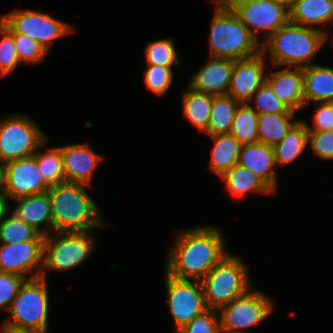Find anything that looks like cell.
Here are the masks:
<instances>
[{
    "label": "cell",
    "instance_id": "obj_1",
    "mask_svg": "<svg viewBox=\"0 0 333 333\" xmlns=\"http://www.w3.org/2000/svg\"><path fill=\"white\" fill-rule=\"evenodd\" d=\"M176 233L165 266L173 277L201 281L229 253L223 233L214 226H197Z\"/></svg>",
    "mask_w": 333,
    "mask_h": 333
},
{
    "label": "cell",
    "instance_id": "obj_2",
    "mask_svg": "<svg viewBox=\"0 0 333 333\" xmlns=\"http://www.w3.org/2000/svg\"><path fill=\"white\" fill-rule=\"evenodd\" d=\"M87 185L67 182L50 186L53 232L93 231L110 226L104 221L101 209L86 191Z\"/></svg>",
    "mask_w": 333,
    "mask_h": 333
},
{
    "label": "cell",
    "instance_id": "obj_3",
    "mask_svg": "<svg viewBox=\"0 0 333 333\" xmlns=\"http://www.w3.org/2000/svg\"><path fill=\"white\" fill-rule=\"evenodd\" d=\"M330 38L319 29L291 23L281 26L266 41L261 43V52L270 59L274 67L310 66V60L315 58Z\"/></svg>",
    "mask_w": 333,
    "mask_h": 333
},
{
    "label": "cell",
    "instance_id": "obj_4",
    "mask_svg": "<svg viewBox=\"0 0 333 333\" xmlns=\"http://www.w3.org/2000/svg\"><path fill=\"white\" fill-rule=\"evenodd\" d=\"M214 10L208 39L210 56L235 61L261 52V44L231 9L216 4Z\"/></svg>",
    "mask_w": 333,
    "mask_h": 333
},
{
    "label": "cell",
    "instance_id": "obj_5",
    "mask_svg": "<svg viewBox=\"0 0 333 333\" xmlns=\"http://www.w3.org/2000/svg\"><path fill=\"white\" fill-rule=\"evenodd\" d=\"M249 268L239 256L228 253L200 281L208 309L219 310L251 286Z\"/></svg>",
    "mask_w": 333,
    "mask_h": 333
},
{
    "label": "cell",
    "instance_id": "obj_6",
    "mask_svg": "<svg viewBox=\"0 0 333 333\" xmlns=\"http://www.w3.org/2000/svg\"><path fill=\"white\" fill-rule=\"evenodd\" d=\"M92 231L52 232L44 236L41 277L48 271L67 272L92 255L96 238Z\"/></svg>",
    "mask_w": 333,
    "mask_h": 333
},
{
    "label": "cell",
    "instance_id": "obj_7",
    "mask_svg": "<svg viewBox=\"0 0 333 333\" xmlns=\"http://www.w3.org/2000/svg\"><path fill=\"white\" fill-rule=\"evenodd\" d=\"M47 278L25 279L11 303L8 319L3 322L27 331L47 333L49 292Z\"/></svg>",
    "mask_w": 333,
    "mask_h": 333
},
{
    "label": "cell",
    "instance_id": "obj_8",
    "mask_svg": "<svg viewBox=\"0 0 333 333\" xmlns=\"http://www.w3.org/2000/svg\"><path fill=\"white\" fill-rule=\"evenodd\" d=\"M48 138L27 115H5L0 119V162L33 156Z\"/></svg>",
    "mask_w": 333,
    "mask_h": 333
},
{
    "label": "cell",
    "instance_id": "obj_9",
    "mask_svg": "<svg viewBox=\"0 0 333 333\" xmlns=\"http://www.w3.org/2000/svg\"><path fill=\"white\" fill-rule=\"evenodd\" d=\"M0 24L8 32L27 35L49 53L54 40L74 32L70 24L39 10L14 9L0 17Z\"/></svg>",
    "mask_w": 333,
    "mask_h": 333
},
{
    "label": "cell",
    "instance_id": "obj_10",
    "mask_svg": "<svg viewBox=\"0 0 333 333\" xmlns=\"http://www.w3.org/2000/svg\"><path fill=\"white\" fill-rule=\"evenodd\" d=\"M271 298L259 290L250 288L219 310L221 333H249L248 327L262 323L273 311ZM244 329V330H243Z\"/></svg>",
    "mask_w": 333,
    "mask_h": 333
},
{
    "label": "cell",
    "instance_id": "obj_11",
    "mask_svg": "<svg viewBox=\"0 0 333 333\" xmlns=\"http://www.w3.org/2000/svg\"><path fill=\"white\" fill-rule=\"evenodd\" d=\"M164 277L169 313L178 331L208 307L199 280L179 279L166 271Z\"/></svg>",
    "mask_w": 333,
    "mask_h": 333
},
{
    "label": "cell",
    "instance_id": "obj_12",
    "mask_svg": "<svg viewBox=\"0 0 333 333\" xmlns=\"http://www.w3.org/2000/svg\"><path fill=\"white\" fill-rule=\"evenodd\" d=\"M231 10L260 44L289 22V9L274 0H246ZM259 33H263L264 40L258 38Z\"/></svg>",
    "mask_w": 333,
    "mask_h": 333
},
{
    "label": "cell",
    "instance_id": "obj_13",
    "mask_svg": "<svg viewBox=\"0 0 333 333\" xmlns=\"http://www.w3.org/2000/svg\"><path fill=\"white\" fill-rule=\"evenodd\" d=\"M43 242L0 244V272L14 273L26 279L40 277Z\"/></svg>",
    "mask_w": 333,
    "mask_h": 333
},
{
    "label": "cell",
    "instance_id": "obj_14",
    "mask_svg": "<svg viewBox=\"0 0 333 333\" xmlns=\"http://www.w3.org/2000/svg\"><path fill=\"white\" fill-rule=\"evenodd\" d=\"M6 166V195L11 200L47 192L50 186L39 172L34 156L12 160Z\"/></svg>",
    "mask_w": 333,
    "mask_h": 333
},
{
    "label": "cell",
    "instance_id": "obj_15",
    "mask_svg": "<svg viewBox=\"0 0 333 333\" xmlns=\"http://www.w3.org/2000/svg\"><path fill=\"white\" fill-rule=\"evenodd\" d=\"M267 60L262 52L249 58L235 60L227 95L240 103H248L266 81Z\"/></svg>",
    "mask_w": 333,
    "mask_h": 333
},
{
    "label": "cell",
    "instance_id": "obj_16",
    "mask_svg": "<svg viewBox=\"0 0 333 333\" xmlns=\"http://www.w3.org/2000/svg\"><path fill=\"white\" fill-rule=\"evenodd\" d=\"M65 181L91 186L94 171L103 162L102 155L88 143L61 146Z\"/></svg>",
    "mask_w": 333,
    "mask_h": 333
},
{
    "label": "cell",
    "instance_id": "obj_17",
    "mask_svg": "<svg viewBox=\"0 0 333 333\" xmlns=\"http://www.w3.org/2000/svg\"><path fill=\"white\" fill-rule=\"evenodd\" d=\"M191 78L188 86L198 92L213 96L227 95L234 60L210 56Z\"/></svg>",
    "mask_w": 333,
    "mask_h": 333
},
{
    "label": "cell",
    "instance_id": "obj_18",
    "mask_svg": "<svg viewBox=\"0 0 333 333\" xmlns=\"http://www.w3.org/2000/svg\"><path fill=\"white\" fill-rule=\"evenodd\" d=\"M266 81L273 93L291 111H299L304 105L303 68L284 67L267 72Z\"/></svg>",
    "mask_w": 333,
    "mask_h": 333
},
{
    "label": "cell",
    "instance_id": "obj_19",
    "mask_svg": "<svg viewBox=\"0 0 333 333\" xmlns=\"http://www.w3.org/2000/svg\"><path fill=\"white\" fill-rule=\"evenodd\" d=\"M238 164L251 170L275 193L277 192V171L273 146L255 142L242 145Z\"/></svg>",
    "mask_w": 333,
    "mask_h": 333
},
{
    "label": "cell",
    "instance_id": "obj_20",
    "mask_svg": "<svg viewBox=\"0 0 333 333\" xmlns=\"http://www.w3.org/2000/svg\"><path fill=\"white\" fill-rule=\"evenodd\" d=\"M14 201L17 204L10 211L17 218L32 226L43 236L53 232L51 202L48 192L20 197ZM42 225L46 228L44 229Z\"/></svg>",
    "mask_w": 333,
    "mask_h": 333
},
{
    "label": "cell",
    "instance_id": "obj_21",
    "mask_svg": "<svg viewBox=\"0 0 333 333\" xmlns=\"http://www.w3.org/2000/svg\"><path fill=\"white\" fill-rule=\"evenodd\" d=\"M289 21L319 29L330 36L321 26L333 22V0H296L289 9Z\"/></svg>",
    "mask_w": 333,
    "mask_h": 333
},
{
    "label": "cell",
    "instance_id": "obj_22",
    "mask_svg": "<svg viewBox=\"0 0 333 333\" xmlns=\"http://www.w3.org/2000/svg\"><path fill=\"white\" fill-rule=\"evenodd\" d=\"M304 105L333 101V67L312 64L303 68Z\"/></svg>",
    "mask_w": 333,
    "mask_h": 333
},
{
    "label": "cell",
    "instance_id": "obj_23",
    "mask_svg": "<svg viewBox=\"0 0 333 333\" xmlns=\"http://www.w3.org/2000/svg\"><path fill=\"white\" fill-rule=\"evenodd\" d=\"M219 178L224 181L227 191L236 198H240L249 192L264 195L275 194L261 178L238 163Z\"/></svg>",
    "mask_w": 333,
    "mask_h": 333
},
{
    "label": "cell",
    "instance_id": "obj_24",
    "mask_svg": "<svg viewBox=\"0 0 333 333\" xmlns=\"http://www.w3.org/2000/svg\"><path fill=\"white\" fill-rule=\"evenodd\" d=\"M209 137L214 146H212L208 167L219 178L238 163L242 144L231 133Z\"/></svg>",
    "mask_w": 333,
    "mask_h": 333
},
{
    "label": "cell",
    "instance_id": "obj_25",
    "mask_svg": "<svg viewBox=\"0 0 333 333\" xmlns=\"http://www.w3.org/2000/svg\"><path fill=\"white\" fill-rule=\"evenodd\" d=\"M308 128L298 120L287 135L273 146L276 166L283 167L294 162L308 146Z\"/></svg>",
    "mask_w": 333,
    "mask_h": 333
},
{
    "label": "cell",
    "instance_id": "obj_26",
    "mask_svg": "<svg viewBox=\"0 0 333 333\" xmlns=\"http://www.w3.org/2000/svg\"><path fill=\"white\" fill-rule=\"evenodd\" d=\"M212 101L213 95L195 91L189 86L182 97L183 116L203 133L208 129Z\"/></svg>",
    "mask_w": 333,
    "mask_h": 333
},
{
    "label": "cell",
    "instance_id": "obj_27",
    "mask_svg": "<svg viewBox=\"0 0 333 333\" xmlns=\"http://www.w3.org/2000/svg\"><path fill=\"white\" fill-rule=\"evenodd\" d=\"M298 120L295 119V114H258L259 142L274 146L287 135Z\"/></svg>",
    "mask_w": 333,
    "mask_h": 333
},
{
    "label": "cell",
    "instance_id": "obj_28",
    "mask_svg": "<svg viewBox=\"0 0 333 333\" xmlns=\"http://www.w3.org/2000/svg\"><path fill=\"white\" fill-rule=\"evenodd\" d=\"M240 102L229 95L213 96L208 129V136L230 133L232 122Z\"/></svg>",
    "mask_w": 333,
    "mask_h": 333
},
{
    "label": "cell",
    "instance_id": "obj_29",
    "mask_svg": "<svg viewBox=\"0 0 333 333\" xmlns=\"http://www.w3.org/2000/svg\"><path fill=\"white\" fill-rule=\"evenodd\" d=\"M258 113L248 104L240 103L232 122L231 134L242 144L258 142Z\"/></svg>",
    "mask_w": 333,
    "mask_h": 333
},
{
    "label": "cell",
    "instance_id": "obj_30",
    "mask_svg": "<svg viewBox=\"0 0 333 333\" xmlns=\"http://www.w3.org/2000/svg\"><path fill=\"white\" fill-rule=\"evenodd\" d=\"M47 140L33 154L39 168L40 174L49 186L57 185L65 181L62 154L60 147H51L45 150L42 147L46 146Z\"/></svg>",
    "mask_w": 333,
    "mask_h": 333
},
{
    "label": "cell",
    "instance_id": "obj_31",
    "mask_svg": "<svg viewBox=\"0 0 333 333\" xmlns=\"http://www.w3.org/2000/svg\"><path fill=\"white\" fill-rule=\"evenodd\" d=\"M44 241V236L12 212L0 222V244Z\"/></svg>",
    "mask_w": 333,
    "mask_h": 333
},
{
    "label": "cell",
    "instance_id": "obj_32",
    "mask_svg": "<svg viewBox=\"0 0 333 333\" xmlns=\"http://www.w3.org/2000/svg\"><path fill=\"white\" fill-rule=\"evenodd\" d=\"M145 47L146 65L178 67L181 69V61L178 60L177 50L172 37L153 42L148 41V45Z\"/></svg>",
    "mask_w": 333,
    "mask_h": 333
},
{
    "label": "cell",
    "instance_id": "obj_33",
    "mask_svg": "<svg viewBox=\"0 0 333 333\" xmlns=\"http://www.w3.org/2000/svg\"><path fill=\"white\" fill-rule=\"evenodd\" d=\"M248 104L258 114H296V112L291 111L280 101V99L273 93V90L267 81H265L253 94L252 98L248 101Z\"/></svg>",
    "mask_w": 333,
    "mask_h": 333
},
{
    "label": "cell",
    "instance_id": "obj_34",
    "mask_svg": "<svg viewBox=\"0 0 333 333\" xmlns=\"http://www.w3.org/2000/svg\"><path fill=\"white\" fill-rule=\"evenodd\" d=\"M14 39V45L21 64L43 63L49 55L45 48L33 38L16 32H9Z\"/></svg>",
    "mask_w": 333,
    "mask_h": 333
},
{
    "label": "cell",
    "instance_id": "obj_35",
    "mask_svg": "<svg viewBox=\"0 0 333 333\" xmlns=\"http://www.w3.org/2000/svg\"><path fill=\"white\" fill-rule=\"evenodd\" d=\"M173 67L147 65L143 71L144 83L157 97H163L173 80Z\"/></svg>",
    "mask_w": 333,
    "mask_h": 333
},
{
    "label": "cell",
    "instance_id": "obj_36",
    "mask_svg": "<svg viewBox=\"0 0 333 333\" xmlns=\"http://www.w3.org/2000/svg\"><path fill=\"white\" fill-rule=\"evenodd\" d=\"M0 76L4 77L17 69L20 63L13 36L0 24Z\"/></svg>",
    "mask_w": 333,
    "mask_h": 333
},
{
    "label": "cell",
    "instance_id": "obj_37",
    "mask_svg": "<svg viewBox=\"0 0 333 333\" xmlns=\"http://www.w3.org/2000/svg\"><path fill=\"white\" fill-rule=\"evenodd\" d=\"M177 333H221L218 310L207 309L194 317L188 324L180 328Z\"/></svg>",
    "mask_w": 333,
    "mask_h": 333
},
{
    "label": "cell",
    "instance_id": "obj_38",
    "mask_svg": "<svg viewBox=\"0 0 333 333\" xmlns=\"http://www.w3.org/2000/svg\"><path fill=\"white\" fill-rule=\"evenodd\" d=\"M308 147L321 160H333V130L308 131Z\"/></svg>",
    "mask_w": 333,
    "mask_h": 333
},
{
    "label": "cell",
    "instance_id": "obj_39",
    "mask_svg": "<svg viewBox=\"0 0 333 333\" xmlns=\"http://www.w3.org/2000/svg\"><path fill=\"white\" fill-rule=\"evenodd\" d=\"M25 279V277L14 273L0 272V310H9Z\"/></svg>",
    "mask_w": 333,
    "mask_h": 333
},
{
    "label": "cell",
    "instance_id": "obj_40",
    "mask_svg": "<svg viewBox=\"0 0 333 333\" xmlns=\"http://www.w3.org/2000/svg\"><path fill=\"white\" fill-rule=\"evenodd\" d=\"M315 112L312 117V126L307 123L309 131L333 130V104L331 102L316 103Z\"/></svg>",
    "mask_w": 333,
    "mask_h": 333
},
{
    "label": "cell",
    "instance_id": "obj_41",
    "mask_svg": "<svg viewBox=\"0 0 333 333\" xmlns=\"http://www.w3.org/2000/svg\"><path fill=\"white\" fill-rule=\"evenodd\" d=\"M0 333H39L36 331H27L20 327L10 325L8 323L2 322L0 326Z\"/></svg>",
    "mask_w": 333,
    "mask_h": 333
},
{
    "label": "cell",
    "instance_id": "obj_42",
    "mask_svg": "<svg viewBox=\"0 0 333 333\" xmlns=\"http://www.w3.org/2000/svg\"><path fill=\"white\" fill-rule=\"evenodd\" d=\"M8 201L10 200H8V196L6 194H0V222L10 213Z\"/></svg>",
    "mask_w": 333,
    "mask_h": 333
},
{
    "label": "cell",
    "instance_id": "obj_43",
    "mask_svg": "<svg viewBox=\"0 0 333 333\" xmlns=\"http://www.w3.org/2000/svg\"><path fill=\"white\" fill-rule=\"evenodd\" d=\"M0 194H6V166L0 162Z\"/></svg>",
    "mask_w": 333,
    "mask_h": 333
},
{
    "label": "cell",
    "instance_id": "obj_44",
    "mask_svg": "<svg viewBox=\"0 0 333 333\" xmlns=\"http://www.w3.org/2000/svg\"><path fill=\"white\" fill-rule=\"evenodd\" d=\"M246 0H213L220 7L231 9L234 5Z\"/></svg>",
    "mask_w": 333,
    "mask_h": 333
},
{
    "label": "cell",
    "instance_id": "obj_45",
    "mask_svg": "<svg viewBox=\"0 0 333 333\" xmlns=\"http://www.w3.org/2000/svg\"><path fill=\"white\" fill-rule=\"evenodd\" d=\"M276 3L284 5L287 9H290L296 0H274Z\"/></svg>",
    "mask_w": 333,
    "mask_h": 333
},
{
    "label": "cell",
    "instance_id": "obj_46",
    "mask_svg": "<svg viewBox=\"0 0 333 333\" xmlns=\"http://www.w3.org/2000/svg\"><path fill=\"white\" fill-rule=\"evenodd\" d=\"M330 39H331V42H332L331 44H332V46H333V37H331Z\"/></svg>",
    "mask_w": 333,
    "mask_h": 333
}]
</instances>
